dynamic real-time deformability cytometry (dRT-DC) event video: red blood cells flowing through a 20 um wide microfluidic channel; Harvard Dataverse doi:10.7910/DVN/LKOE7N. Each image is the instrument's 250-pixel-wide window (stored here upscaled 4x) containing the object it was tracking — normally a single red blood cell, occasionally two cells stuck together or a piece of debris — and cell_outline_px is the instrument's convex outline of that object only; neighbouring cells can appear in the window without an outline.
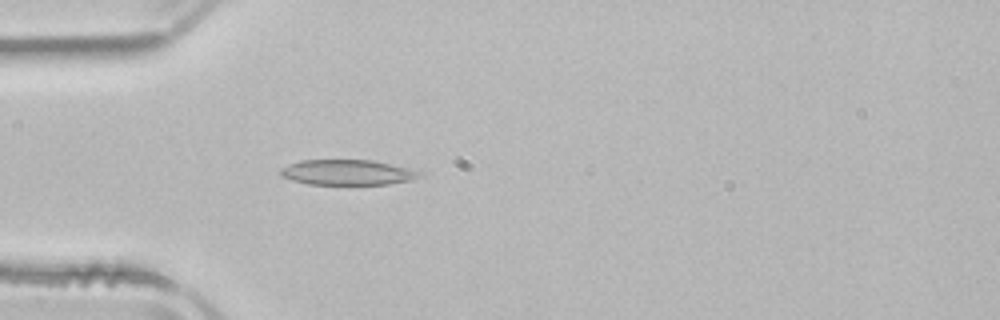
{"species": "common noctule bat (a hibernating species)", "species_latin": "Nyctalus noctula", "temperature_condition": "room temperature", "stored_images_in_passage": 48, "camera_frame_rate_fps": 3000, "um_per_image_px": 0.085, "animal": {"sex": "male", "body_mass_g": 21.5, "forearm_length_mm": 52.0}, "frame": {"image": 1, "passage_image": 12, "time_ms": 3.667, "image_size_px": [1000, 320], "cell_outline_px": [[424, 176], [412, 180], [388, 184], [348, 188], [308, 184], [292, 180], [284, 176], [280, 172], [280, 168], [288, 164], [300, 160], [372, 160], [420, 172]], "centroid_in_image_um": [29.5, 14.71], "position_along_channel_um": 55.5, "area_um2": 21.39}}
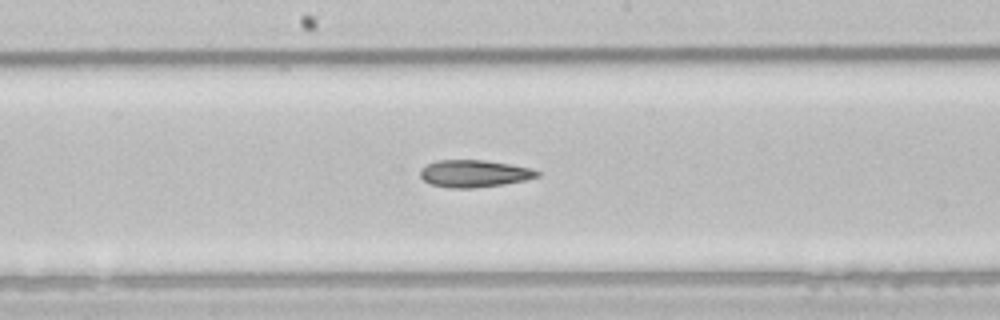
{"frame": {"image": 2, "passage_image": 24, "time_ms": 7.667, "image_size_px": [1000, 320], "cell_outline_px": [[540, 176], [524, 180], [504, 184], [476, 188], [448, 188], [432, 184], [424, 180], [420, 176], [420, 168], [436, 160], [484, 160], [532, 168], [540, 172]], "centroid_in_image_um": [40.3, 14.75], "position_along_channel_um": 207.9, "area_um2": 18.55}}
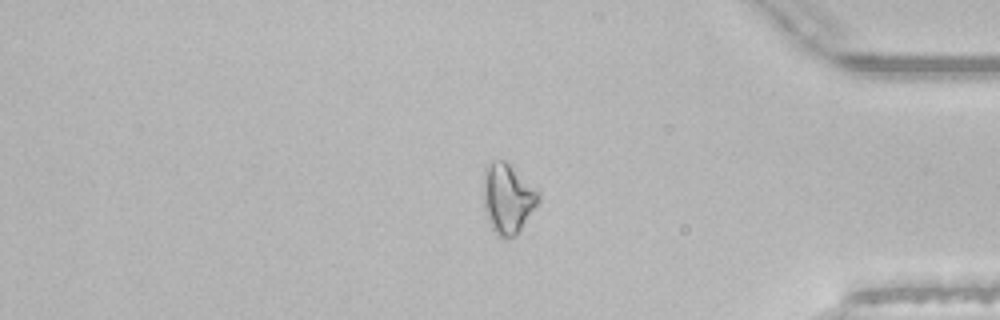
{"frame": {"image": 3, "passage_image": 40, "time_ms": 13.0, "image_size_px": [1000, 320], "cell_outline_px": [[540, 196], [536, 204], [520, 228], [512, 236], [500, 236], [492, 228], [488, 220], [484, 208], [484, 168], [496, 160], [504, 160], [540, 192]], "centroid_in_image_um": [43.13, 16.83], "position_along_channel_um": 392.1, "area_um2": 21.44}}